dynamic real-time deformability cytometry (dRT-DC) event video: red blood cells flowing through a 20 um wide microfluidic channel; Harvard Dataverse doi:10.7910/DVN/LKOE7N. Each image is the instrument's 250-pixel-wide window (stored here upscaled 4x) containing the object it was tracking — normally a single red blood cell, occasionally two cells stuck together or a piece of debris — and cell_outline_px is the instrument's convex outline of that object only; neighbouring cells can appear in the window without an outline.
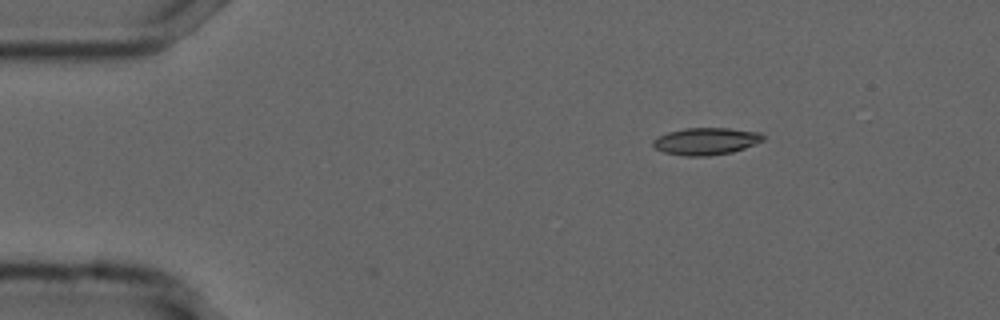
{"species": "common noctule bat (a hibernating species)", "species_latin": "Nyctalus noctula", "temperature_condition": "cold", "stored_images_in_passage": 2, "camera_frame_rate_fps": 3000, "um_per_image_px": 0.085, "animal": {"sex": "male", "forearm_length_mm": 52.5}, "frame": {"image": 1, "passage_image": 2, "time_ms": 0.333, "image_size_px": [1000, 320], "cell_outline_px": [[764, 140], [744, 148], [732, 152], [708, 156], [688, 156], [664, 152], [656, 148], [652, 144], [652, 140], [668, 132], [684, 128], [728, 128], [760, 132], [764, 136]], "centroid_in_image_um": [60.02, 12.0], "position_along_channel_um": 25.0, "area_um2": 17.28}}